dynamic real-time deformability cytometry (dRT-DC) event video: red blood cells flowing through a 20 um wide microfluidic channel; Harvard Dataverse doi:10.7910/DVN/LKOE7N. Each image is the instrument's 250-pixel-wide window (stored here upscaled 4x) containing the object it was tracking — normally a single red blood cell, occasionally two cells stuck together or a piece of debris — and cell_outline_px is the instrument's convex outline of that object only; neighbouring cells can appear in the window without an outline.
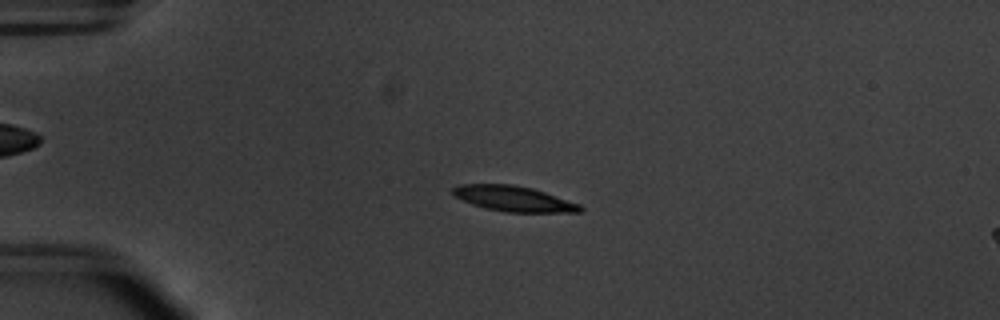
{"species": "common noctule bat (a hibernating species)", "species_latin": "Nyctalus noctula", "temperature_condition": "warm", "stored_images_in_passage": 55, "camera_frame_rate_fps": 3000, "um_per_image_px": 0.085, "animal": {"sex": "male", "body_mass_g": 20.1, "forearm_length_mm": 53.5}, "frame": {"image": 1, "passage_image": 14, "time_ms": 4.333, "image_size_px": [1000, 320], "cell_outline_px": [[584, 208], [580, 212], [504, 212], [484, 208], [472, 204], [456, 196], [452, 192], [452, 188], [460, 184], [512, 184], [532, 188], [580, 204]], "centroid_in_image_um": [43.66, 16.89], "position_along_channel_um": 41.3, "area_um2": 18.73}}
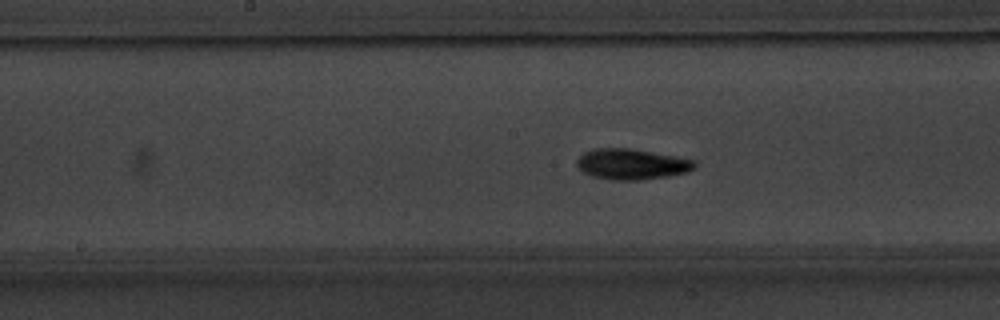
{"frame": {"image": 2, "passage_image": 29, "time_ms": 9.333, "image_size_px": [1000, 320], "cell_outline_px": [[696, 168], [688, 172], [668, 176], [636, 180], [612, 180], [592, 176], [584, 172], [576, 164], [576, 160], [584, 152], [592, 148], [628, 148], [676, 156], [696, 160]], "centroid_in_image_um": [53.71, 13.95], "position_along_channel_um": 194.5, "area_um2": 21.1}}
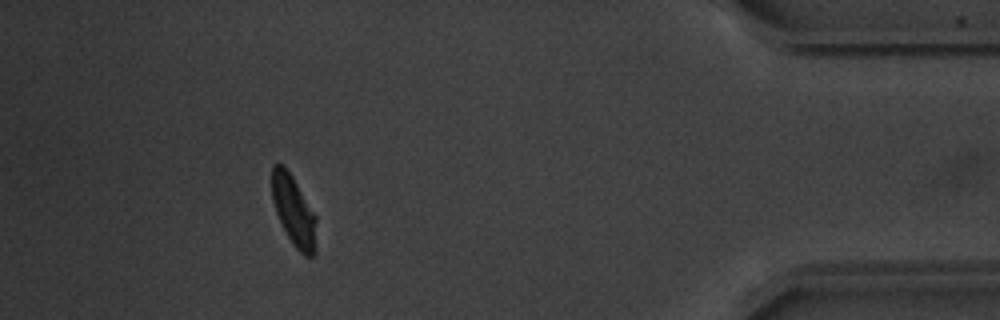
{"frame": {"image": 3, "passage_image": 50, "time_ms": 16.333, "image_size_px": [1000, 320], "cell_outline_px": [[316, 252], [312, 256], [304, 256], [292, 244], [276, 212], [272, 200], [272, 164], [280, 164], [292, 176], [316, 216]], "centroid_in_image_um": [24.98, 17.96], "position_along_channel_um": 410.2, "area_um2": 17.92}, "authors_computed_cell_mechanics": {"area_um2": 18.785, "velocity_mm_per_s": 3.7689, "shape_relaxation_time_tau1_ms": 2.6118, "shape_relaxation_time_tau2_ms": 4.7447, "deformation_change_tau1": 0.1467, "deformation_change_tau2": 0.0814}}